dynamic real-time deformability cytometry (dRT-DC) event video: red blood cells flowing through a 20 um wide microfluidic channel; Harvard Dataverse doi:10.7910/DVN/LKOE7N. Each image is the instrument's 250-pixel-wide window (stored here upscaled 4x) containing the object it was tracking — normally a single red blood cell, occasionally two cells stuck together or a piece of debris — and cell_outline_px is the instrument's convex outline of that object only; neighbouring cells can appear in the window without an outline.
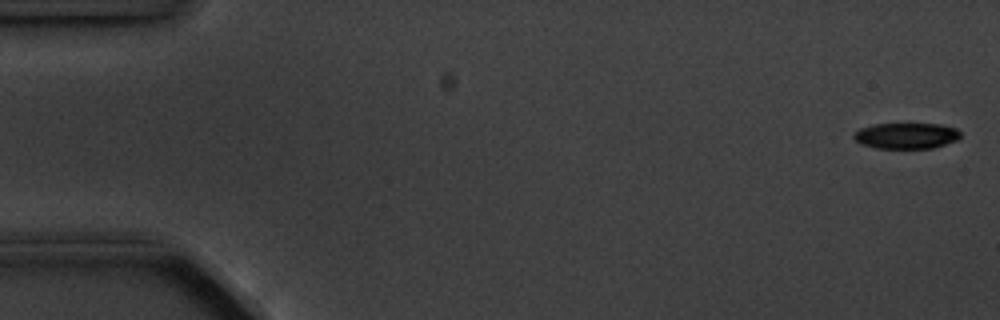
{"species": "common noctule bat (a hibernating species)", "species_latin": "Nyctalus noctula", "temperature_condition": "cold", "stored_images_in_passage": 11, "camera_frame_rate_fps": 3000, "um_per_image_px": 0.085, "animal": {"sex": "male", "body_mass_g": 20.1, "forearm_length_mm": 53.5}, "frame": {"image": 1, "passage_image": 1, "time_ms": 0.0, "image_size_px": [1000, 320], "cell_outline_px": [[960, 136], [956, 140], [932, 148], [876, 148], [860, 144], [852, 136], [860, 128], [872, 124], [940, 124], [956, 128], [960, 132]], "centroid_in_image_um": [77.01, 11.53], "position_along_channel_um": 8.0, "area_um2": 16.01}}
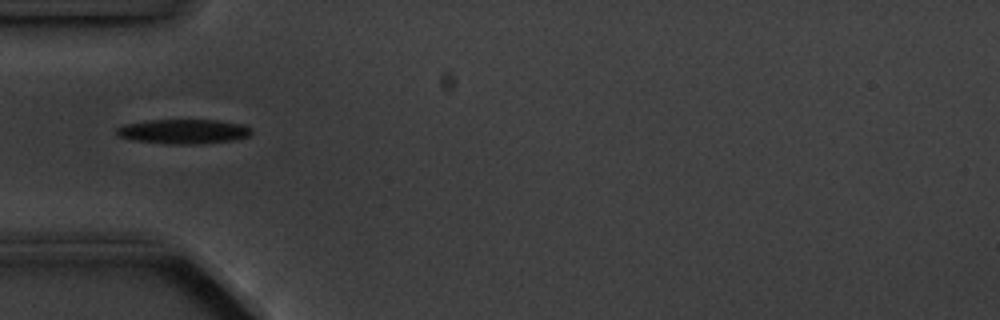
{"frame": {"image": 2, "passage_image": 5, "time_ms": 5.333, "image_size_px": [1000, 320], "cell_outline_px": [[252, 132], [248, 136], [232, 140], [196, 144], [168, 144], [132, 140], [116, 136], [116, 128], [124, 124], [148, 120], [216, 120], [244, 124], [252, 128]], "centroid_in_image_um": [15.57, 11.17], "position_along_channel_um": 69.4, "area_um2": 19.42}}